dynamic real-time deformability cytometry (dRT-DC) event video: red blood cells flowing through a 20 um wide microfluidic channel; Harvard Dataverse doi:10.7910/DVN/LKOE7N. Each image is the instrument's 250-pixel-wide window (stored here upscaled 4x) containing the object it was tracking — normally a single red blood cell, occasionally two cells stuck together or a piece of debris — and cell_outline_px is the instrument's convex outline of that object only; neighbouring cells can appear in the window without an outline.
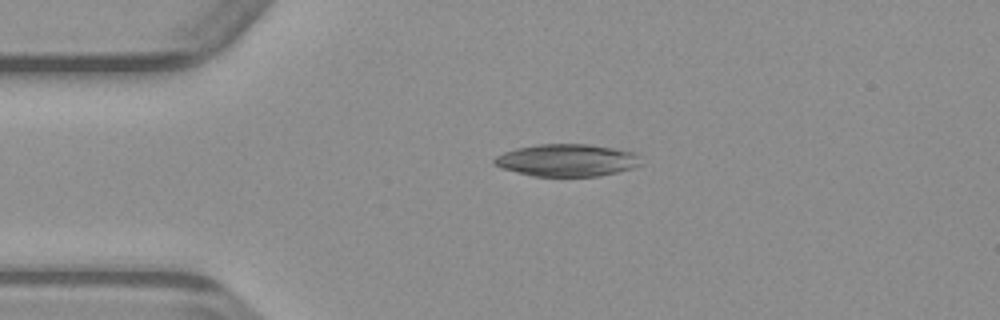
{"species": "common noctule bat (a hibernating species)", "species_latin": "Nyctalus noctula", "temperature_condition": "warm", "stored_images_in_passage": 48, "camera_frame_rate_fps": 3000, "um_per_image_px": 0.085, "animal": {"sex": "male", "body_mass_g": 23.1, "forearm_length_mm": 52.7}, "frame": {"image": 1, "passage_image": 9, "time_ms": 2.667, "image_size_px": [1000, 320], "cell_outline_px": [[644, 164], [632, 168], [600, 176], [532, 176], [500, 168], [492, 164], [492, 160], [496, 156], [504, 152], [516, 148], [536, 144], [588, 144], [636, 152]], "centroid_in_image_um": [48.18, 13.62], "position_along_channel_um": 36.8, "area_um2": 27.86}}
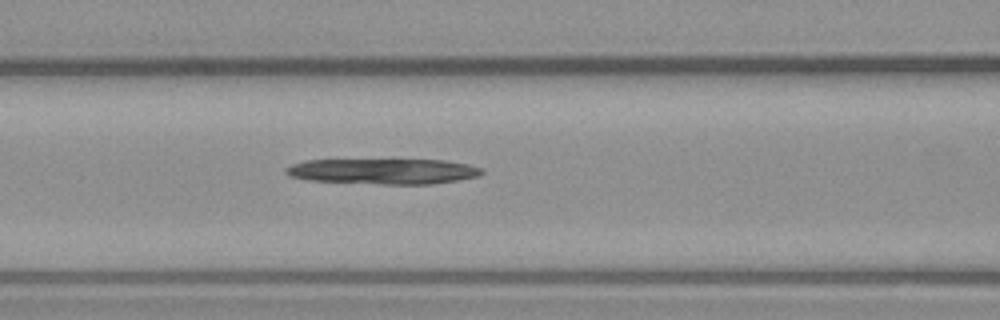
{"frame": {"image": 2, "passage_image": 18, "time_ms": 5.667, "image_size_px": [1000, 320], "cell_outline_px": [[484, 172], [476, 176], [456, 180], [432, 184], [380, 184], [308, 180], [288, 176], [284, 172], [284, 168], [292, 164], [304, 160], [444, 160], [468, 164], [484, 168]], "centroid_in_image_um": [32.54, 14.56], "position_along_channel_um": 134.1, "area_um2": 29.13}}